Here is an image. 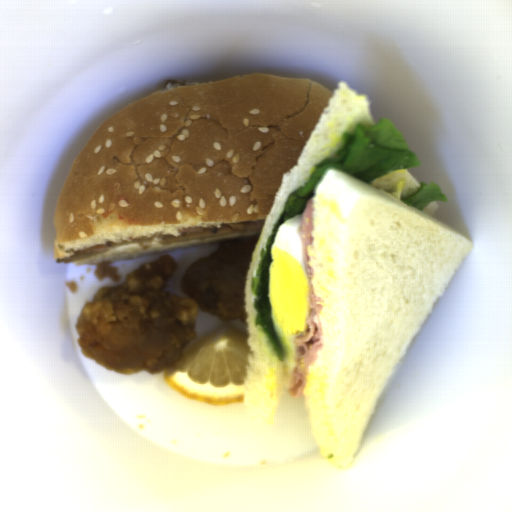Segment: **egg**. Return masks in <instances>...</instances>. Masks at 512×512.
Masks as SVG:
<instances>
[{
	"mask_svg": "<svg viewBox=\"0 0 512 512\" xmlns=\"http://www.w3.org/2000/svg\"><path fill=\"white\" fill-rule=\"evenodd\" d=\"M280 224L270 246L267 301L278 344L294 373L297 340L308 320V276L302 248V217Z\"/></svg>",
	"mask_w": 512,
	"mask_h": 512,
	"instance_id": "1",
	"label": "egg"
}]
</instances>
